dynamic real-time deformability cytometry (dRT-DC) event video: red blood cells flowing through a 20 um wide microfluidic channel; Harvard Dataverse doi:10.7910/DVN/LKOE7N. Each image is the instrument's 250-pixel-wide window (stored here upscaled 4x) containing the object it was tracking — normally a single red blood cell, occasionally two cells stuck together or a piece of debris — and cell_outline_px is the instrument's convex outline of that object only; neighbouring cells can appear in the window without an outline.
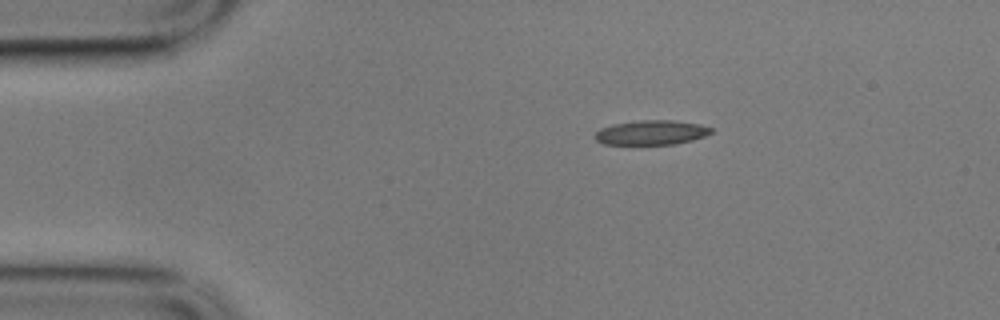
{"species": "common noctule bat (a hibernating species)", "species_latin": "Nyctalus noctula", "temperature_condition": "cold", "stored_images_in_passage": 6, "camera_frame_rate_fps": 3000, "um_per_image_px": 0.085, "animal": {"sex": "male", "body_mass_g": 17.9}, "frame": {"image": 1, "passage_image": 1, "time_ms": 0.0, "image_size_px": [1000, 320], "cell_outline_px": [[712, 132], [704, 136], [692, 140], [676, 144], [604, 144], [596, 140], [592, 136], [600, 128], [612, 124], [640, 120], [672, 120], [700, 124], [712, 128]], "centroid_in_image_um": [55.33, 11.26], "position_along_channel_um": 29.7, "area_um2": 16.65}}
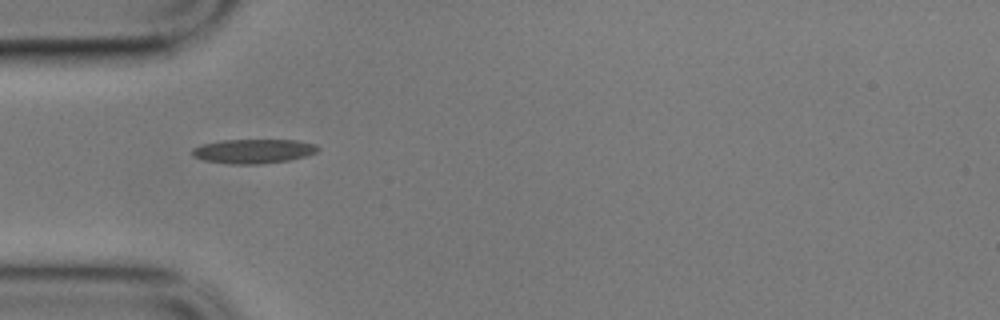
{"frame": {"image": 2, "passage_image": 3, "time_ms": 0.667, "image_size_px": [1000, 320], "cell_outline_px": [[320, 148], [316, 152], [304, 156], [288, 160], [260, 164], [228, 164], [204, 160], [192, 156], [192, 148], [200, 144], [220, 140], [296, 140], [316, 144]], "centroid_in_image_um": [21.5, 12.84], "position_along_channel_um": 63.5, "area_um2": 17.86}}
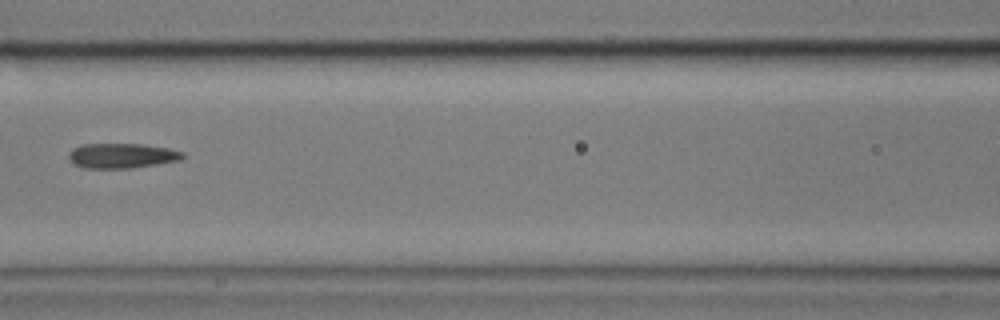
{"frame": {"image": 3, "passage_image": 5, "time_ms": 1.333, "image_size_px": [1000, 320], "cell_outline_px": [[184, 156], [180, 160], [132, 168], [84, 168], [72, 164], [68, 160], [68, 152], [72, 148], [84, 144], [140, 144], [168, 148], [184, 152]], "centroid_in_image_um": [10.3, 13.24], "position_along_channel_um": 156.3, "area_um2": 16.65}}